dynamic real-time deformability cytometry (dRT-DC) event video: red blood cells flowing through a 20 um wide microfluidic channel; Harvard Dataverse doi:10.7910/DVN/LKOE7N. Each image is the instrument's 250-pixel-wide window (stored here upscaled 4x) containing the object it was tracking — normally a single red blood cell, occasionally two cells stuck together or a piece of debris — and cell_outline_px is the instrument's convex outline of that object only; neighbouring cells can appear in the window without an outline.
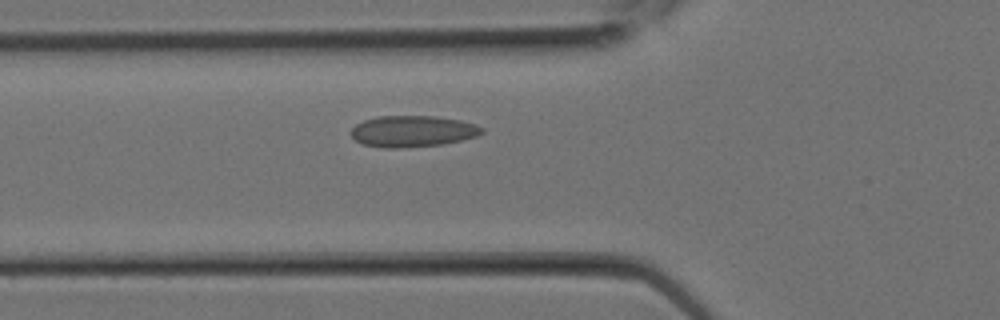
{"species": "Egyptian fruit bat (a non-hibernating species)", "species_latin": "Rousettus aegyptiacus", "temperature_condition": "room temperature", "stored_images_in_passage": 8, "camera_frame_rate_fps": 3000, "um_per_image_px": 0.085, "animal": {"sex": "female"}, "frame": {"image": 1, "passage_image": 3, "time_ms": 0.667, "image_size_px": [1000, 320], "cell_outline_px": [[484, 132], [476, 136], [460, 140], [440, 144], [400, 148], [384, 148], [360, 144], [348, 132], [356, 124], [364, 120], [376, 116], [432, 116], [460, 120], [476, 124], [484, 128]], "centroid_in_image_um": [35.03, 11.15], "position_along_channel_um": 90.8, "area_um2": 23.93}}
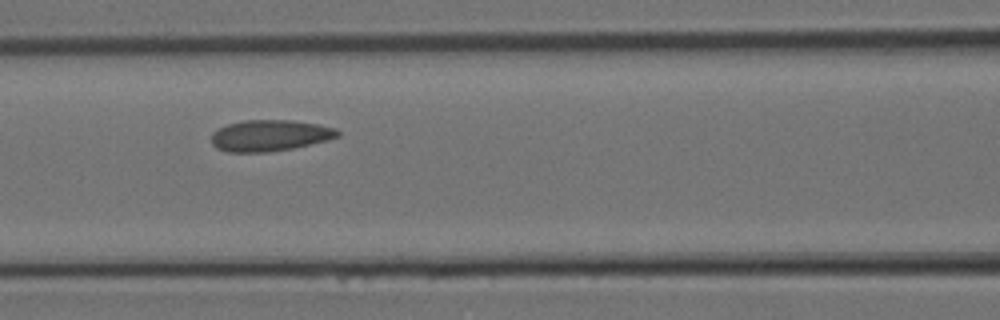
{"frame": {"image": 2, "passage_image": 5, "time_ms": 1.333, "image_size_px": [1000, 320], "cell_outline_px": [[340, 136], [328, 140], [292, 148], [268, 152], [228, 152], [216, 148], [212, 144], [212, 132], [228, 124], [244, 120], [292, 120], [316, 124], [336, 128], [340, 132]], "centroid_in_image_um": [22.94, 11.52], "position_along_channel_um": 143.7, "area_um2": 22.95}}
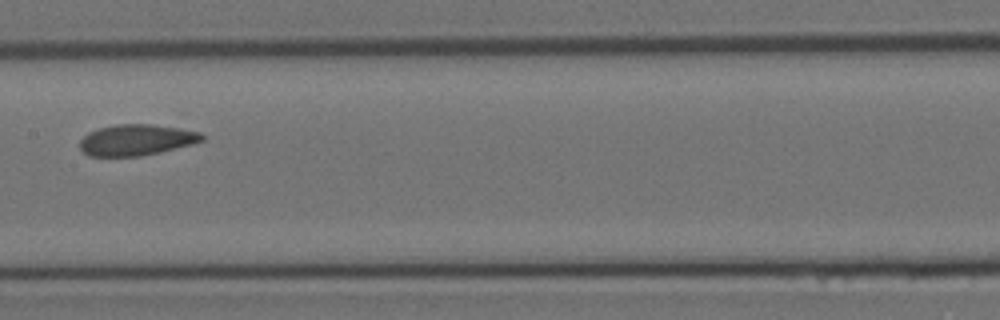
{"frame": {"image": 3, "passage_image": 7, "time_ms": 2.0, "image_size_px": [1000, 320], "cell_outline_px": [[204, 140], [192, 144], [160, 152], [140, 156], [88, 156], [80, 148], [80, 140], [88, 132], [100, 128], [116, 124], [152, 124], [200, 132], [204, 136]], "centroid_in_image_um": [11.58, 11.9], "position_along_channel_um": 195.8, "area_um2": 21.96}}